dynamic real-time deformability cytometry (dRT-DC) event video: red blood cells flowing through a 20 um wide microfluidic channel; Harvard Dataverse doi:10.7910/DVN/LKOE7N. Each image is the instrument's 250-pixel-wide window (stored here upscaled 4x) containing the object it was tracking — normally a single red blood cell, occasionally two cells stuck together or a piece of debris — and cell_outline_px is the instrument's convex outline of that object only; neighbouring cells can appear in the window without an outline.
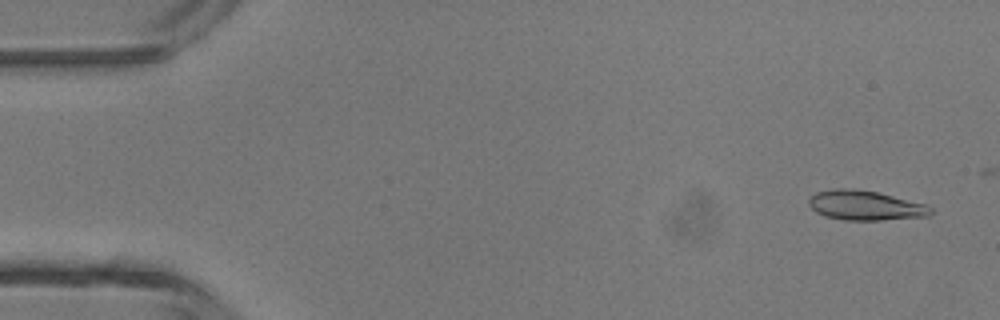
{"species": "common noctule bat (a hibernating species)", "species_latin": "Nyctalus noctula", "temperature_condition": "room temperature", "stored_images_in_passage": 5, "segment_of_instrument_passage": [2, 2], "camera_frame_rate_fps": 3000, "um_per_image_px": 0.085, "animal": {"sex": "male", "body_mass_g": 13.3}, "frame": {"image": 1, "passage_image": 5, "time_ms": 1.333, "image_size_px": [1000, 320], "cell_outline_px": [[932, 212], [928, 216], [880, 220], [844, 220], [824, 216], [816, 212], [808, 204], [808, 200], [816, 192], [832, 188], [852, 188], [876, 192], [924, 204], [932, 208]], "centroid_in_image_um": [73.49, 17.46], "position_along_channel_um": 11.5, "area_um2": 20.92}}